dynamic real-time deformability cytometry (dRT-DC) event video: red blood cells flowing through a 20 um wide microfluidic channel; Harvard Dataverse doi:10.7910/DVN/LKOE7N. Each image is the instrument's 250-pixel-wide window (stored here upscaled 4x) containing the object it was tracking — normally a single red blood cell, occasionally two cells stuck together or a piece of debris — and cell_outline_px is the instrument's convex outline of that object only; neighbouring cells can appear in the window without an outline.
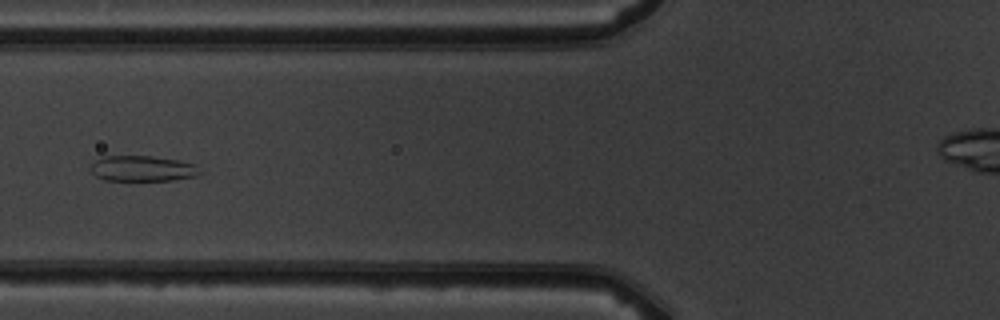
{"species": "common noctule bat (a hibernating species)", "species_latin": "Nyctalus noctula", "temperature_condition": "warm", "stored_images_in_passage": 5, "camera_frame_rate_fps": 3000, "um_per_image_px": 0.085, "animal": {"sex": "male", "body_mass_g": 19.5, "forearm_length_mm": 54.6}, "frame": {"image": 1, "passage_image": 5, "time_ms": 5.333, "image_size_px": [1000, 320], "cell_outline_px": [[200, 172], [196, 176], [172, 180], [104, 180], [96, 176], [88, 168], [96, 160], [104, 156], [152, 156], [176, 160], [196, 164]], "centroid_in_image_um": [12.08, 14.32], "position_along_channel_um": 113.7, "area_um2": 16.18}}